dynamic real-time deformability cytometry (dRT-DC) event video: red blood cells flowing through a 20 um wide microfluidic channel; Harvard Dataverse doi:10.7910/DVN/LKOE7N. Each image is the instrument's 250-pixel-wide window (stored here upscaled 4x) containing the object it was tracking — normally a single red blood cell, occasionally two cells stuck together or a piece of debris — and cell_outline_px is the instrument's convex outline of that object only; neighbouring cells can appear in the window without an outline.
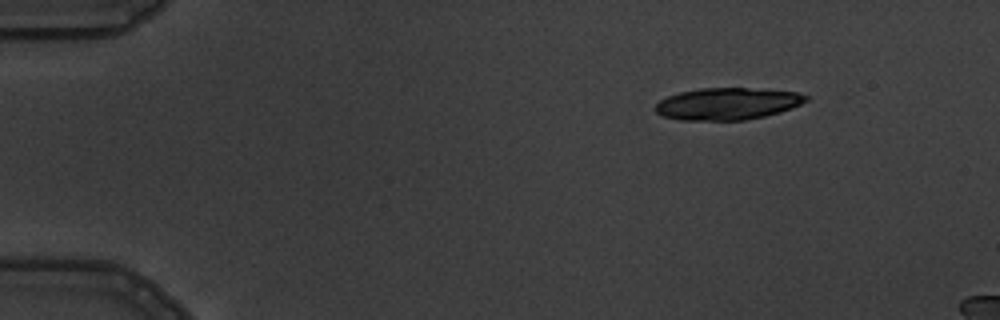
{"species": "common noctule bat (a hibernating species)", "species_latin": "Nyctalus noctula", "temperature_condition": "warm", "stored_images_in_passage": 3, "camera_frame_rate_fps": 3000, "um_per_image_px": 0.085, "animal": {"sex": "male", "body_mass_g": 19.5, "forearm_length_mm": 54.6}, "frame": {"image": 1, "passage_image": 1, "time_ms": 0.0, "image_size_px": [1000, 320], "cell_outline_px": [[808, 100], [792, 108], [780, 112], [764, 116], [744, 120], [680, 120], [664, 116], [656, 112], [656, 104], [660, 100], [668, 96], [680, 92], [700, 88], [748, 88], [796, 92], [808, 96]], "centroid_in_image_um": [61.83, 8.82], "position_along_channel_um": 23.2, "area_um2": 27.86}}